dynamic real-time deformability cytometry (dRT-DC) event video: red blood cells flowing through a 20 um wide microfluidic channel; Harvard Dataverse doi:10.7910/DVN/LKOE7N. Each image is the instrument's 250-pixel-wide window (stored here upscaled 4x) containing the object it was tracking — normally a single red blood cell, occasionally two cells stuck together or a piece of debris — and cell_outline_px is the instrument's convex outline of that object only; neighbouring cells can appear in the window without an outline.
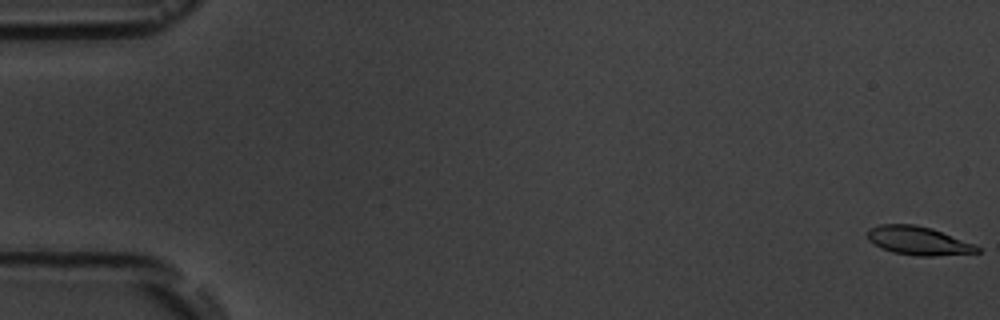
{"species": "common noctule bat (a hibernating species)", "species_latin": "Nyctalus noctula", "temperature_condition": "room temperature", "stored_images_in_passage": 5, "camera_frame_rate_fps": 3000, "um_per_image_px": 0.085, "animal": {"sex": "male", "body_mass_g": 19.5, "forearm_length_mm": 54.6}, "frame": {"image": 1, "passage_image": 1, "time_ms": 0.0, "image_size_px": [1000, 320], "cell_outline_px": [[980, 252], [932, 256], [916, 256], [892, 252], [880, 248], [868, 240], [868, 228], [880, 224], [916, 224], [932, 228], [976, 244], [980, 248]], "centroid_in_image_um": [78.05, 20.45], "position_along_channel_um": 6.9, "area_um2": 18.44}}